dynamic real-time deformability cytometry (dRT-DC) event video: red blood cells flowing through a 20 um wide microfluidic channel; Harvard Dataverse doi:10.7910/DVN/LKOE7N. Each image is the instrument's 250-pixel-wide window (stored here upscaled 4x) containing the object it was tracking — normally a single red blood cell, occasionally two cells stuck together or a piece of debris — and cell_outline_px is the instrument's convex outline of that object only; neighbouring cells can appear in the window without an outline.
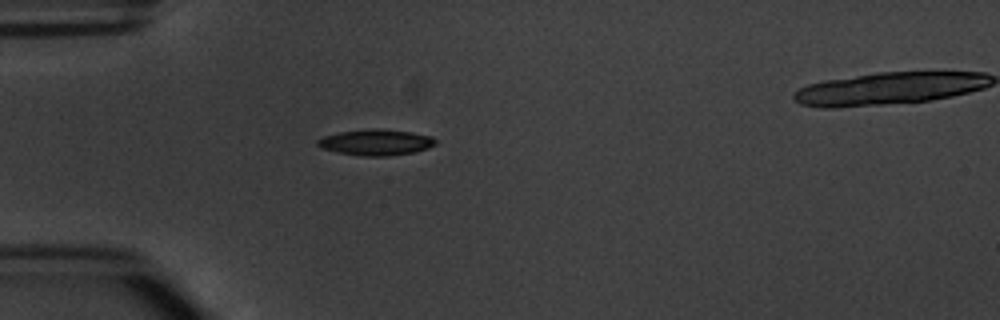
{"species": "common noctule bat (a hibernating species)", "species_latin": "Nyctalus noctula", "temperature_condition": "warm", "stored_images_in_passage": 4, "camera_frame_rate_fps": 3000, "um_per_image_px": 0.085, "animal": {"sex": "male", "body_mass_g": 20.1, "forearm_length_mm": 53.5}, "frame": {"image": 1, "passage_image": 3, "time_ms": 2.333, "image_size_px": [1000, 320], "cell_outline_px": [[436, 144], [428, 148], [412, 152], [388, 156], [360, 156], [336, 152], [320, 148], [316, 144], [316, 140], [324, 136], [340, 132], [372, 128], [376, 128], [412, 132], [432, 136], [436, 140]], "centroid_in_image_um": [31.93, 12.1], "position_along_channel_um": 53.1, "area_um2": 17.92}}